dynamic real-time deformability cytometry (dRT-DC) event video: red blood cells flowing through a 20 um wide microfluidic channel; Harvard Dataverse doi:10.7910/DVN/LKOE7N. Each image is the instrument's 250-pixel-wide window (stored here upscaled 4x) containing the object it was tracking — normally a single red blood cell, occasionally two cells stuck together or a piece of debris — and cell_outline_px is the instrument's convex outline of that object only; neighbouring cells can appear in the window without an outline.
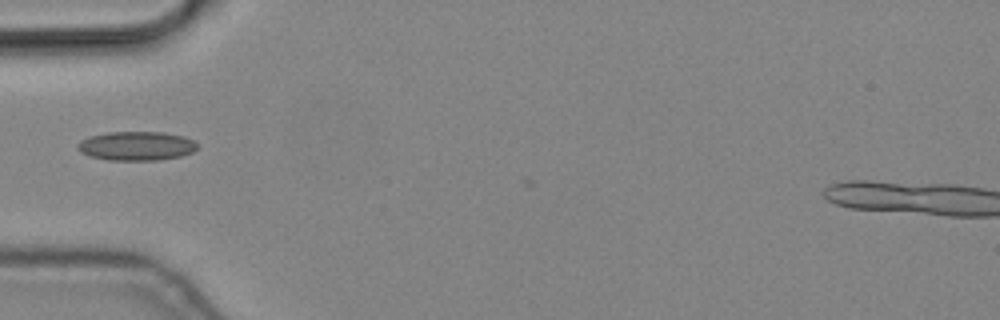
{"species": "common noctule bat (a hibernating species)", "species_latin": "Nyctalus noctula", "temperature_condition": "cold", "stored_images_in_passage": 1, "camera_frame_rate_fps": 3000, "um_per_image_px": 0.085, "animal": {"sex": "male", "body_mass_g": 19.2, "forearm_length_mm": 51.8}, "frame": {"image": 1, "passage_image": 1, "time_ms": 0.0, "image_size_px": [1000, 320], "cell_outline_px": [[200, 144], [192, 152], [180, 156], [160, 160], [108, 160], [88, 156], [80, 152], [76, 148], [76, 144], [80, 140], [88, 136], [108, 132], [164, 132], [184, 136]], "centroid_in_image_um": [11.56, 12.4], "position_along_channel_um": 73.4, "area_um2": 20.52}}